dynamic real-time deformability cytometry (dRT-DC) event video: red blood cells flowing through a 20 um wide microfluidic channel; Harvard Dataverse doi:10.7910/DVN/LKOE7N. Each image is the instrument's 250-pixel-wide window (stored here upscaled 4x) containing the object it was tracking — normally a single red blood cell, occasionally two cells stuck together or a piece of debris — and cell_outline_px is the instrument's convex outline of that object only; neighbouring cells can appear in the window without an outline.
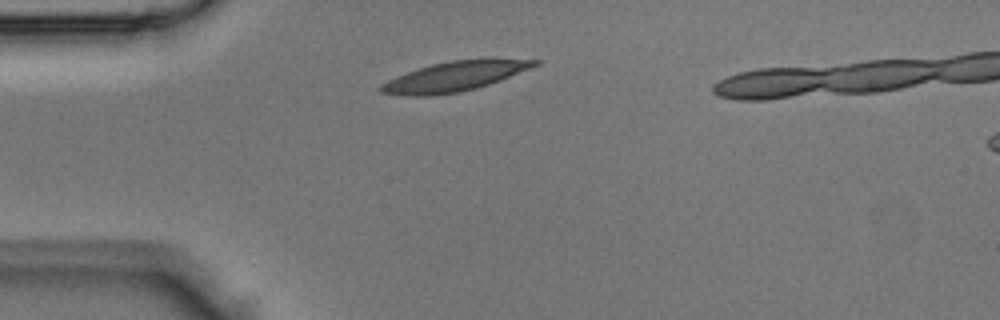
{"species": "Egyptian fruit bat (a non-hibernating species)", "species_latin": "Rousettus aegyptiacus", "temperature_condition": "room temperature", "stored_images_in_passage": 2, "camera_frame_rate_fps": 3000, "um_per_image_px": 0.085, "animal": {"sex": "male"}, "frame": {"image": 1, "passage_image": 1, "time_ms": 0.0, "image_size_px": [1000, 320], "cell_outline_px": [[540, 64], [500, 80], [476, 88], [460, 92], [428, 96], [408, 96], [380, 92], [376, 88], [380, 84], [396, 76], [432, 64], [452, 60], [540, 60]], "centroid_in_image_um": [38.54, 6.53], "position_along_channel_um": 46.5, "area_um2": 25.95}}